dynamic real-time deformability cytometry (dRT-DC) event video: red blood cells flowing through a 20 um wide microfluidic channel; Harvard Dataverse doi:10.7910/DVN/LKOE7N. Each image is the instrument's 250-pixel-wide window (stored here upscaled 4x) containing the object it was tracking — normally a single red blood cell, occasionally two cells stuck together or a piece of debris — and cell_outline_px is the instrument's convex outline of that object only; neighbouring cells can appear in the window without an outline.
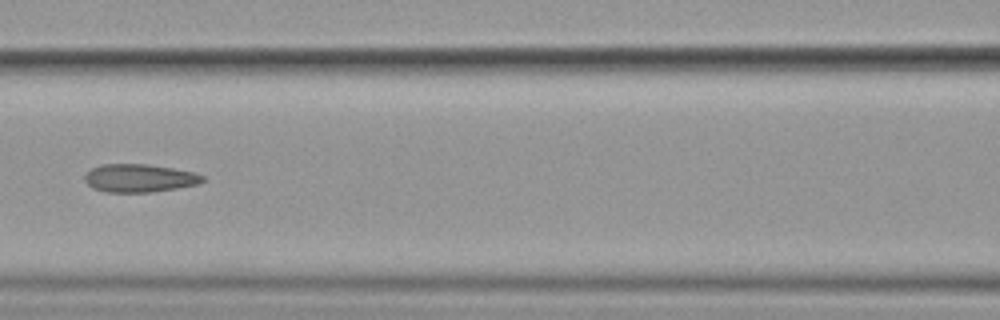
{"species": "common noctule bat (a hibernating species)", "species_latin": "Nyctalus noctula", "temperature_condition": "cold", "stored_images_in_passage": 11, "camera_frame_rate_fps": 3000, "um_per_image_px": 0.085, "animal": {"sex": "female", "body_mass_g": 19.9}, "frame": {"image": 1, "passage_image": 7, "time_ms": 8.0, "image_size_px": [1000, 320], "cell_outline_px": [[204, 180], [196, 184], [176, 188], [152, 192], [104, 192], [92, 188], [84, 180], [84, 176], [92, 168], [104, 164], [148, 164], [172, 168], [192, 172], [204, 176]], "centroid_in_image_um": [11.81, 15.14], "position_along_channel_um": 154.8, "area_um2": 19.13}}
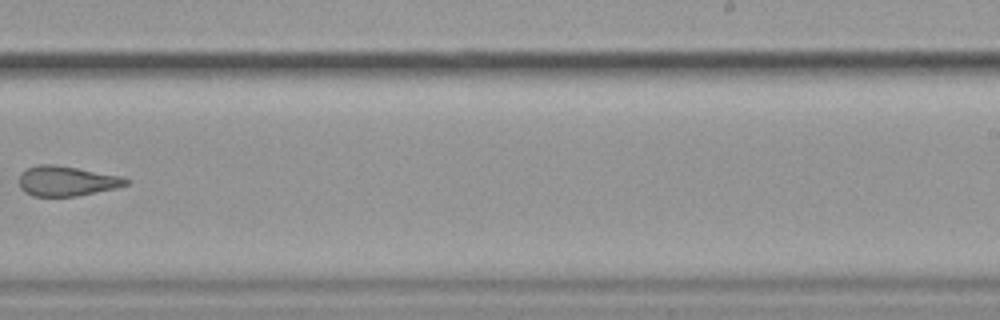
{"frame": {"image": 2, "passage_image": 10, "time_ms": 11.667, "image_size_px": [1000, 320], "cell_outline_px": [[128, 184], [112, 188], [76, 196], [32, 196], [24, 192], [20, 188], [20, 172], [36, 164], [56, 164], [124, 176], [128, 180]], "centroid_in_image_um": [5.63, 15.37], "position_along_channel_um": 283.4, "area_um2": 18.67}}
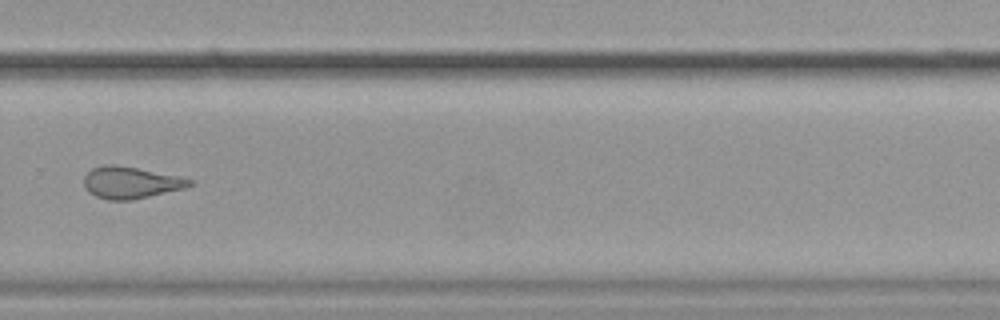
{"frame": {"image": 3, "passage_image": 11, "time_ms": 12.667, "image_size_px": [1000, 320], "cell_outline_px": [[192, 184], [184, 188], [132, 200], [108, 200], [96, 196], [88, 192], [84, 184], [84, 176], [92, 168], [104, 164], [112, 164], [136, 168], [192, 180]], "centroid_in_image_um": [11.03, 15.53], "position_along_channel_um": 318.8, "area_um2": 19.13}}